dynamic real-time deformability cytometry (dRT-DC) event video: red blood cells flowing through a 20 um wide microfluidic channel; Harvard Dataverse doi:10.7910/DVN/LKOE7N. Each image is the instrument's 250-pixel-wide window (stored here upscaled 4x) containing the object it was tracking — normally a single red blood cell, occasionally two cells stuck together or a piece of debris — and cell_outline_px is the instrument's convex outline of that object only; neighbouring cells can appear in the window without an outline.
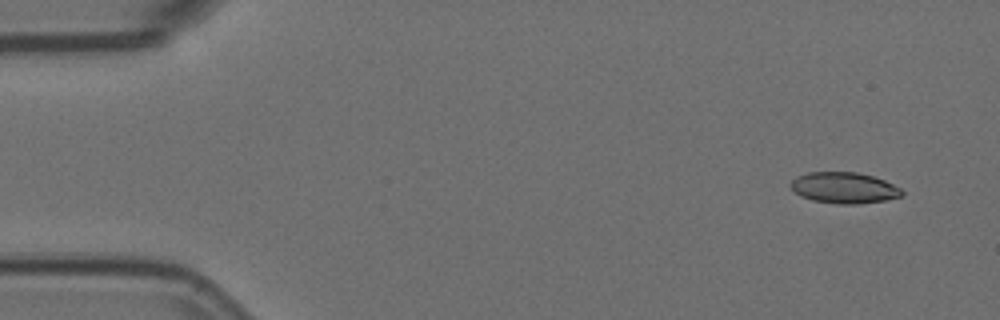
{"species": "Egyptian fruit bat (a non-hibernating species)", "species_latin": "Rousettus aegyptiacus", "temperature_condition": "room temperature", "stored_images_in_passage": 7, "camera_frame_rate_fps": 3000, "um_per_image_px": 0.085, "animal": {"sex": "female"}, "frame": {"image": 1, "passage_image": 1, "time_ms": 0.0, "image_size_px": [1000, 320], "cell_outline_px": [[904, 192], [900, 196], [884, 200], [860, 204], [836, 204], [812, 200], [800, 196], [788, 184], [796, 176], [808, 172], [856, 172], [872, 176], [884, 180], [900, 188]], "centroid_in_image_um": [71.71, 15.96], "position_along_channel_um": 13.3, "area_um2": 20.11}}
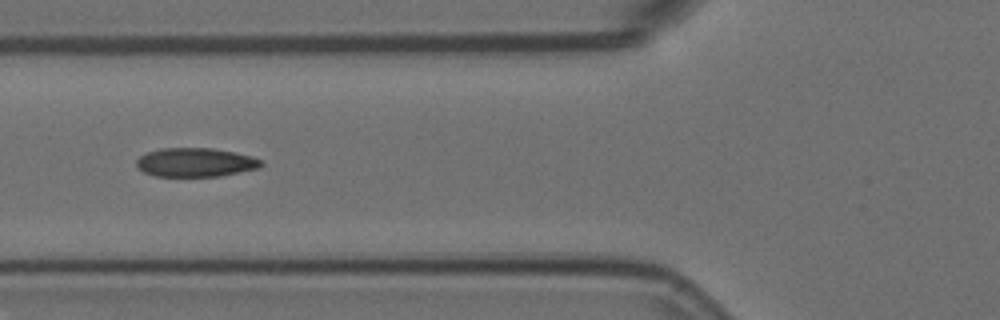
{"frame": {"image": 2, "passage_image": 5, "time_ms": 1.333, "image_size_px": [1000, 320], "cell_outline_px": [[264, 164], [260, 168], [220, 176], [156, 176], [144, 172], [136, 168], [136, 160], [140, 156], [148, 152], [160, 148], [212, 148], [252, 156], [260, 160]], "centroid_in_image_um": [16.6, 13.8], "position_along_channel_um": 109.2, "area_um2": 20.98}}
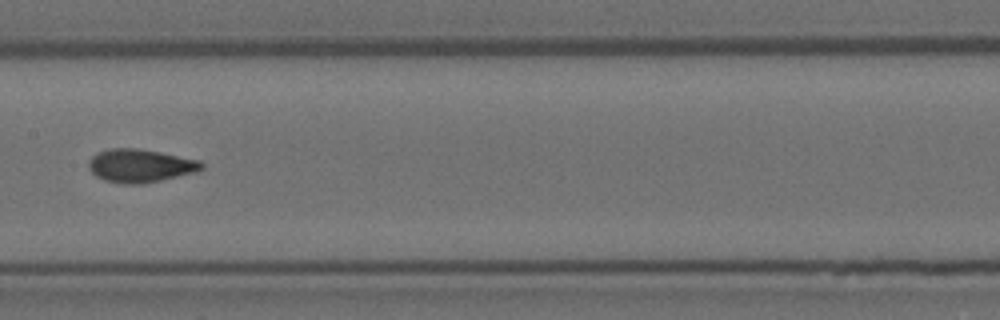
{"frame": {"image": 3, "passage_image": 7, "time_ms": 2.0, "image_size_px": [1000, 320], "cell_outline_px": [[204, 168], [196, 172], [144, 184], [124, 184], [104, 180], [96, 176], [88, 168], [88, 164], [92, 156], [96, 152], [108, 148], [136, 148], [160, 152], [200, 160], [204, 164]], "centroid_in_image_um": [11.92, 14.08], "position_along_channel_um": 195.5, "area_um2": 22.02}}